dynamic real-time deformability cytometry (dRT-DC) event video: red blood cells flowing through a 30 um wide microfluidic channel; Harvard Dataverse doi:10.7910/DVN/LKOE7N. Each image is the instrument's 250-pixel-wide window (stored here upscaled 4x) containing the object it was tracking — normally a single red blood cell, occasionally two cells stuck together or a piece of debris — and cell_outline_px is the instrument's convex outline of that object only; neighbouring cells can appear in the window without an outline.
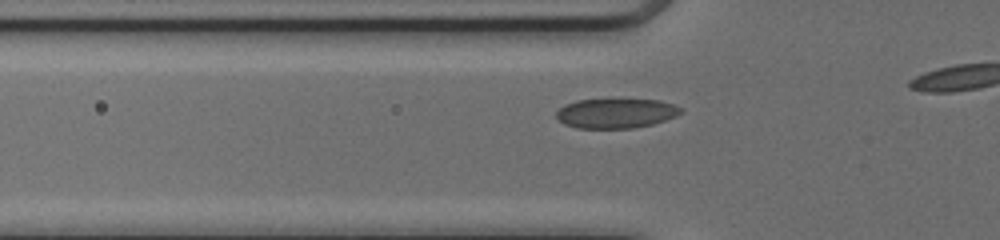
{"species": "common noctule bat (a hibernating species)", "species_latin": "Nyctalus noctula", "temperature_condition": "cold", "stored_images_in_passage": 15, "camera_frame_rate_fps": 3000, "um_per_image_px": 0.085, "animal": {"sex": "female", "body_mass_g": 17.0, "forearm_length_mm": 48.0}, "frame": {"image": 1, "passage_image": 7, "time_ms": 2.0, "image_size_px": [1000, 240], "cell_outline_px": [[684, 112], [676, 116], [652, 124], [632, 128], [576, 128], [564, 124], [556, 116], [556, 112], [564, 104], [576, 100], [660, 100], [684, 108]], "centroid_in_image_um": [52.36, 9.63], "position_along_channel_um": 73.4, "area_um2": 21.44}}
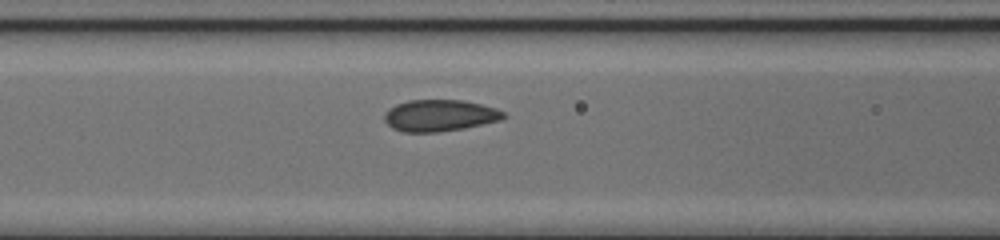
{"frame": {"image": 2, "passage_image": 11, "time_ms": 3.333, "image_size_px": [1000, 240], "cell_outline_px": [[508, 116], [500, 120], [464, 128], [436, 132], [404, 132], [392, 128], [384, 120], [384, 116], [396, 104], [408, 100], [464, 100], [496, 108], [504, 112]], "centroid_in_image_um": [37.4, 9.81], "position_along_channel_um": 129.2, "area_um2": 21.79}}